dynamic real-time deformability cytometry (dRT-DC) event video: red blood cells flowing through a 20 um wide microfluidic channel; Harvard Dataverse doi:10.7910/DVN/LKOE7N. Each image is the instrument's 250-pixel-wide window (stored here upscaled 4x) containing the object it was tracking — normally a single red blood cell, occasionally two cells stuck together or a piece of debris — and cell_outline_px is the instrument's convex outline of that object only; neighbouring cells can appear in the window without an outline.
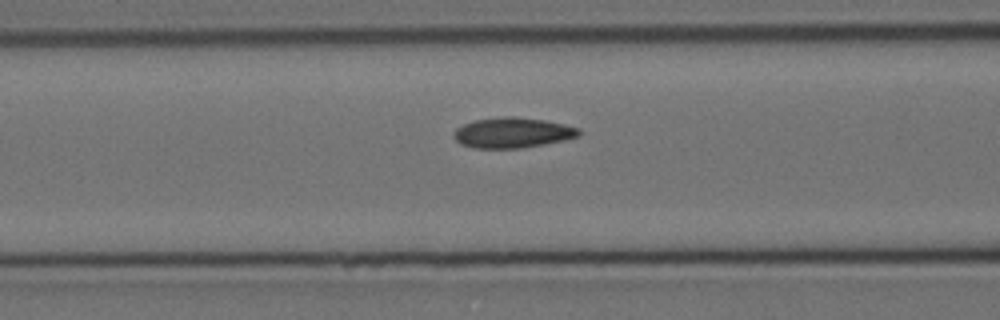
{"species": "Egyptian fruit bat (a non-hibernating species)", "species_latin": "Rousettus aegyptiacus", "temperature_condition": "cold", "stored_images_in_passage": 18, "camera_frame_rate_fps": 3000, "um_per_image_px": 0.085, "animal": {"sex": "female"}, "frame": {"image": 1, "passage_image": 13, "time_ms": 4.0, "image_size_px": [1000, 320], "cell_outline_px": [[580, 136], [564, 140], [544, 144], [520, 148], [472, 148], [460, 144], [452, 136], [452, 132], [456, 128], [464, 124], [476, 120], [504, 116], [512, 116], [544, 120], [564, 124], [580, 128]], "centroid_in_image_um": [43.55, 11.28], "position_along_channel_um": 123.1, "area_um2": 22.2}}
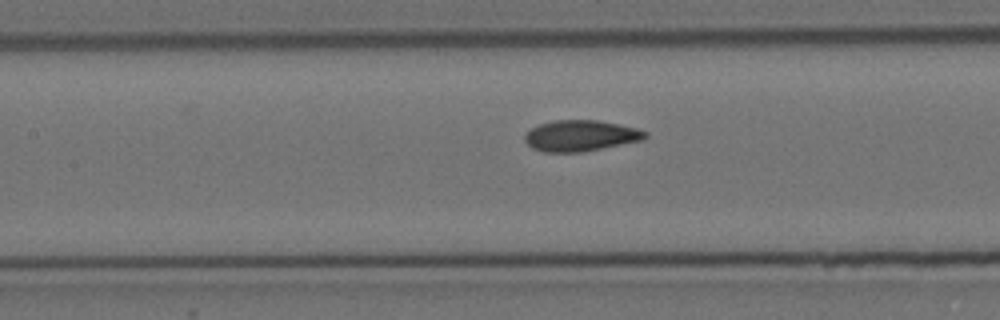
{"frame": {"image": 2, "passage_image": 16, "time_ms": 5.0, "image_size_px": [1000, 320], "cell_outline_px": [[648, 136], [640, 140], [584, 152], [544, 152], [532, 148], [524, 140], [524, 136], [532, 128], [540, 124], [552, 120], [596, 120], [636, 128], [648, 132]], "centroid_in_image_um": [49.32, 11.54], "position_along_channel_um": 158.1, "area_um2": 21.56}}